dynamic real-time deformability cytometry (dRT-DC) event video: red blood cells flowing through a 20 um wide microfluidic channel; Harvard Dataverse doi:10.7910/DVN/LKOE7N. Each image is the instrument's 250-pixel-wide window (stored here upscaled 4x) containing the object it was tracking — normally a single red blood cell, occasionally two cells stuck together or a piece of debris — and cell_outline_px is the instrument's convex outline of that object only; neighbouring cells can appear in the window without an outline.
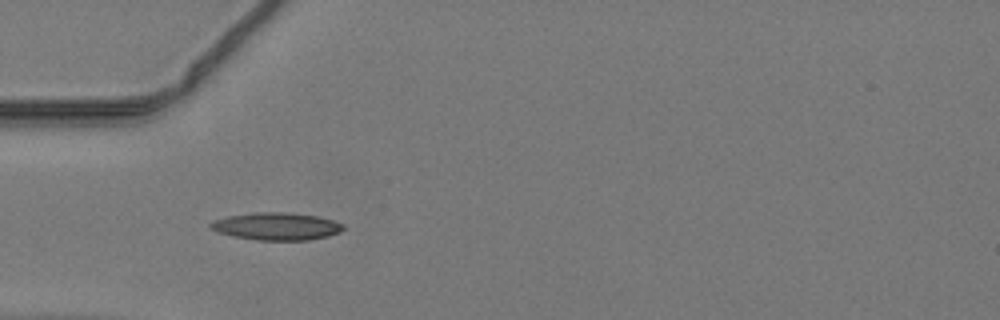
{"species": "common noctule bat (a hibernating species)", "species_latin": "Nyctalus noctula", "temperature_condition": "warm", "stored_images_in_passage": 34, "camera_frame_rate_fps": 3000, "um_per_image_px": 0.085, "animal": {"sex": "male", "body_mass_g": 19.2, "forearm_length_mm": 51.8}, "frame": {"image": 1, "passage_image": 1, "time_ms": 0.0, "image_size_px": [1000, 320], "cell_outline_px": [[344, 228], [340, 232], [328, 236], [308, 240], [256, 240], [232, 236], [216, 232], [208, 224], [212, 220], [228, 216], [256, 212], [284, 212], [316, 216], [332, 220], [344, 224]], "centroid_in_image_um": [23.48, 19.24], "position_along_channel_um": 61.5, "area_um2": 21.27}}
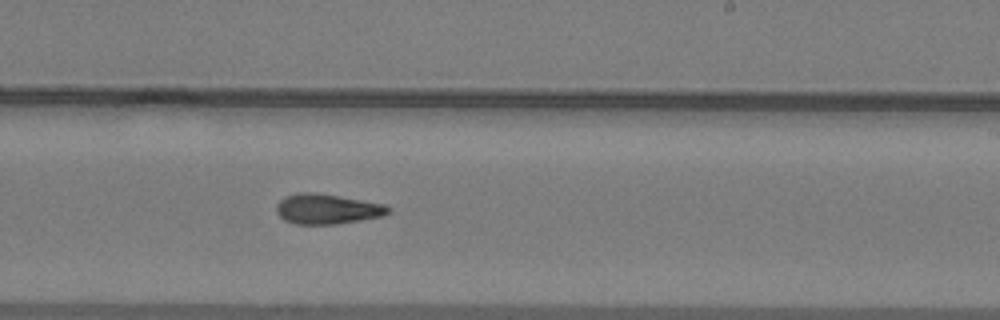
{"frame": {"image": 2, "passage_image": 15, "time_ms": 4.667, "image_size_px": [1000, 320], "cell_outline_px": [[392, 212], [384, 216], [336, 224], [296, 224], [284, 220], [276, 212], [276, 204], [284, 196], [300, 192], [308, 192], [340, 196], [384, 204], [392, 208]], "centroid_in_image_um": [27.82, 17.77], "position_along_channel_um": 261.2, "area_um2": 19.71}}
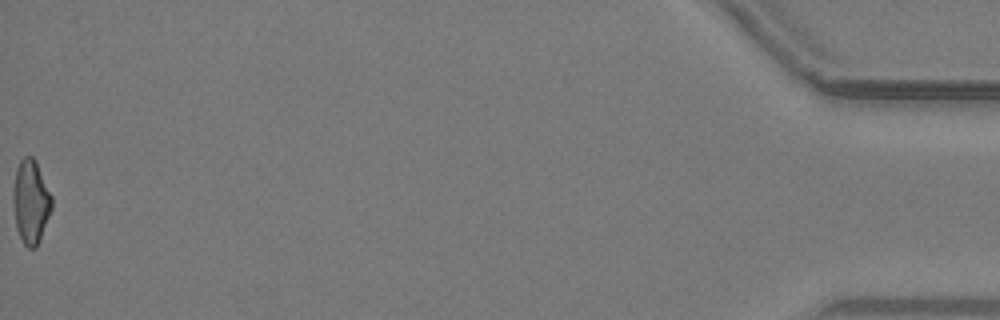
{"frame": {"image": 3, "passage_image": 34, "time_ms": 11.0, "image_size_px": [1000, 320], "cell_outline_px": [[52, 208], [40, 240], [36, 248], [28, 248], [24, 244], [16, 228], [12, 200], [12, 192], [16, 168], [20, 160], [24, 156], [32, 156], [36, 160], [52, 196]], "centroid_in_image_um": [2.61, 17.13], "position_along_channel_um": 432.6, "area_um2": 19.07}}